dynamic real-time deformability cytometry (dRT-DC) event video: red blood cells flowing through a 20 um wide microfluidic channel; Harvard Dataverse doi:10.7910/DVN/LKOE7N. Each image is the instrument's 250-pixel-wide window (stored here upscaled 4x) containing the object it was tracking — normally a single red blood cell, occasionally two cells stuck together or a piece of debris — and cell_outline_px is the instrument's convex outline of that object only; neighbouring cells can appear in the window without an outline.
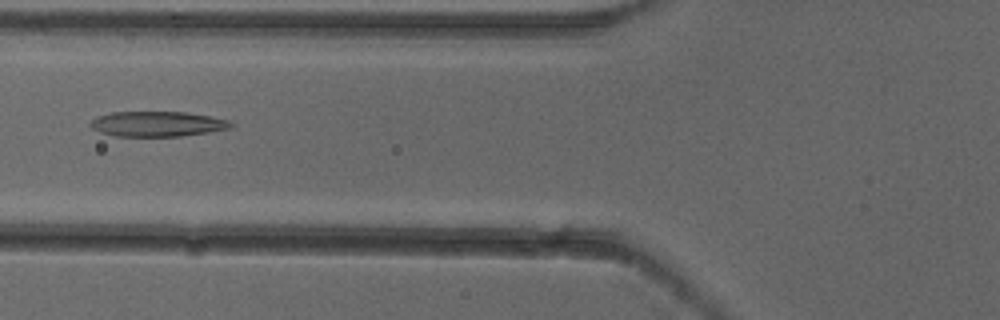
{"species": "common noctule bat (a hibernating species)", "species_latin": "Nyctalus noctula", "temperature_condition": "cold", "stored_images_in_passage": 6, "camera_frame_rate_fps": 3000, "um_per_image_px": 0.085, "animal": {"sex": "female"}, "frame": {"image": 1, "passage_image": 6, "time_ms": 1.667, "image_size_px": [1000, 320], "cell_outline_px": [[232, 124], [228, 128], [208, 132], [180, 136], [116, 136], [100, 132], [92, 128], [88, 124], [96, 116], [112, 112], [188, 112], [228, 120]], "centroid_in_image_um": [13.31, 10.53], "position_along_channel_um": 112.5, "area_um2": 20.4}}